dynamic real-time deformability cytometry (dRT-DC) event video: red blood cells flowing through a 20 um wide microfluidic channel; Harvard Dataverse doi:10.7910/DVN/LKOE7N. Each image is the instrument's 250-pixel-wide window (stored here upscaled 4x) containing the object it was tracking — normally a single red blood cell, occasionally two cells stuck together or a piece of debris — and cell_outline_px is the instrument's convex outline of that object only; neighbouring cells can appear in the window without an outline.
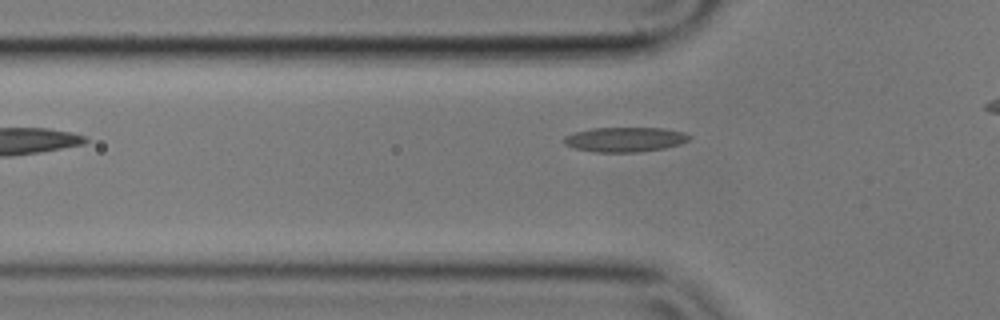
{"species": "common noctule bat (a hibernating species)", "species_latin": "Nyctalus noctula", "temperature_condition": "cold", "stored_images_in_passage": 30, "camera_frame_rate_fps": 3000, "um_per_image_px": 0.085, "animal": {"sex": "male", "body_mass_g": 17.9}, "frame": {"image": 1, "passage_image": 2, "time_ms": 0.333, "image_size_px": [1000, 320], "cell_outline_px": [[692, 136], [688, 140], [680, 144], [664, 148], [640, 152], [592, 152], [576, 148], [564, 144], [564, 136], [576, 132], [592, 128], [664, 128], [684, 132]], "centroid_in_image_um": [53.14, 11.85], "position_along_channel_um": 72.7, "area_um2": 18.03}}
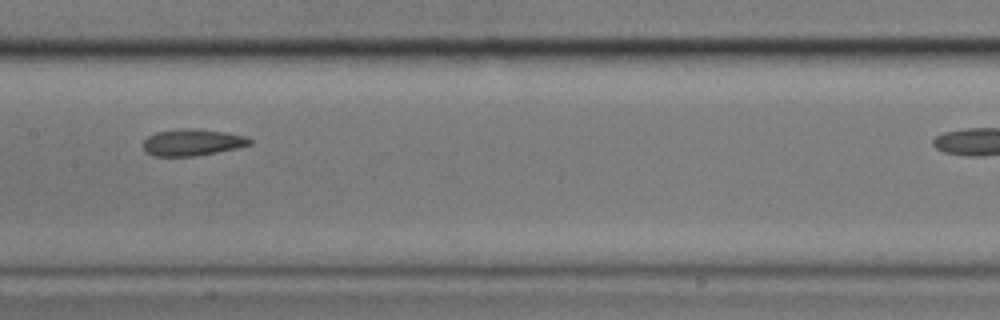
{"frame": {"image": 2, "passage_image": 12, "time_ms": 3.667, "image_size_px": [1000, 320], "cell_outline_px": [[252, 144], [236, 148], [196, 156], [152, 156], [144, 148], [144, 140], [148, 136], [156, 132], [196, 128], [224, 132], [244, 136], [252, 140]], "centroid_in_image_um": [16.36, 12.11], "position_along_channel_um": 191.0, "area_um2": 16.24}}
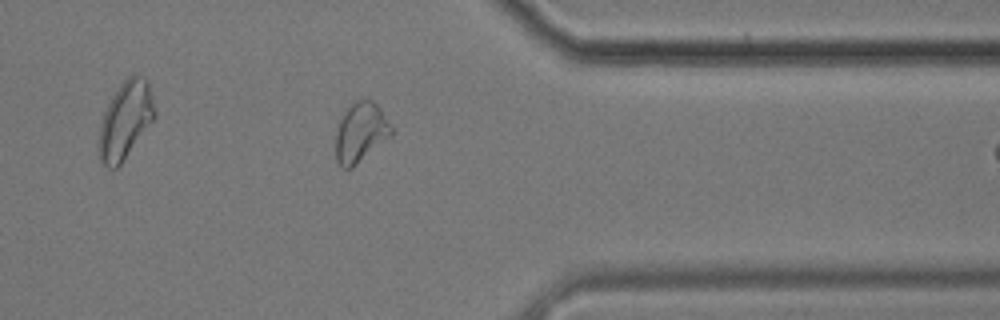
{"frame": {"image": 3, "passage_image": 29, "time_ms": 9.333, "image_size_px": [1000, 320], "cell_outline_px": [[392, 136], [352, 168], [340, 168], [336, 160], [336, 132], [340, 116], [356, 100], [372, 100], [380, 108], [392, 128]], "centroid_in_image_um": [30.64, 11.28], "position_along_channel_um": 380.8, "area_um2": 19.36}}